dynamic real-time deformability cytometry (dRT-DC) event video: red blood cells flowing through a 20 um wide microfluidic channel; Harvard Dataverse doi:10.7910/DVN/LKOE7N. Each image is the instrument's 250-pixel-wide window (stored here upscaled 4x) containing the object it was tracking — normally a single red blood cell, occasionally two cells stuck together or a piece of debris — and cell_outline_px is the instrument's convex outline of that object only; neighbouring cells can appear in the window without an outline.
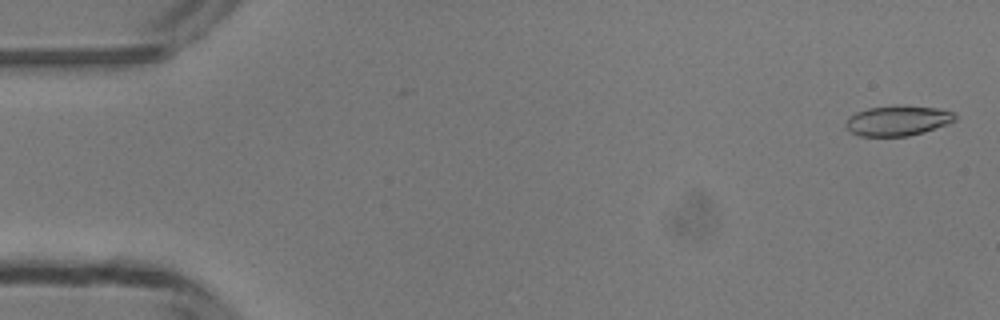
{"species": "common noctule bat (a hibernating species)", "species_latin": "Nyctalus noctula", "temperature_condition": "room temperature", "stored_images_in_passage": 14, "camera_frame_rate_fps": 3000, "um_per_image_px": 0.085, "animal": {"sex": "male", "body_mass_g": 13.3}, "frame": {"image": 1, "passage_image": 2, "time_ms": 0.333, "image_size_px": [1000, 320], "cell_outline_px": [[956, 120], [948, 124], [924, 132], [908, 136], [860, 136], [852, 132], [844, 124], [848, 116], [856, 112], [868, 108], [904, 104], [936, 108], [952, 112], [956, 116]], "centroid_in_image_um": [76.3, 10.24], "position_along_channel_um": 8.7, "area_um2": 19.36}}
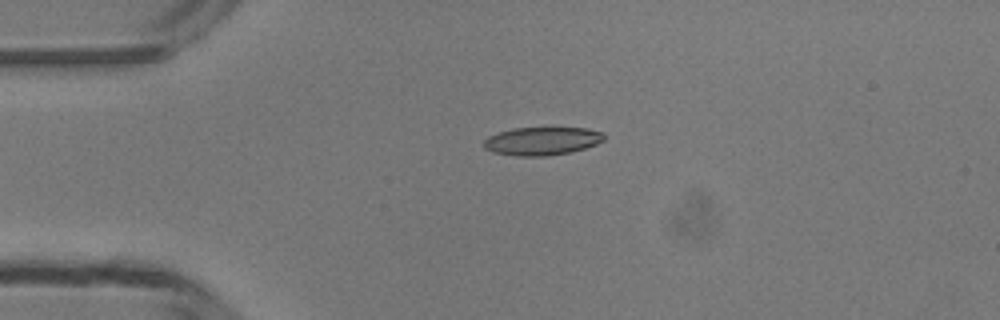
{"frame": {"image": 2, "passage_image": 12, "time_ms": 3.667, "image_size_px": [1000, 320], "cell_outline_px": [[604, 140], [596, 144], [572, 152], [544, 156], [516, 156], [492, 152], [484, 148], [484, 140], [488, 136], [512, 128], [588, 128], [604, 132]], "centroid_in_image_um": [46.07, 11.99], "position_along_channel_um": 38.9, "area_um2": 19.77}}